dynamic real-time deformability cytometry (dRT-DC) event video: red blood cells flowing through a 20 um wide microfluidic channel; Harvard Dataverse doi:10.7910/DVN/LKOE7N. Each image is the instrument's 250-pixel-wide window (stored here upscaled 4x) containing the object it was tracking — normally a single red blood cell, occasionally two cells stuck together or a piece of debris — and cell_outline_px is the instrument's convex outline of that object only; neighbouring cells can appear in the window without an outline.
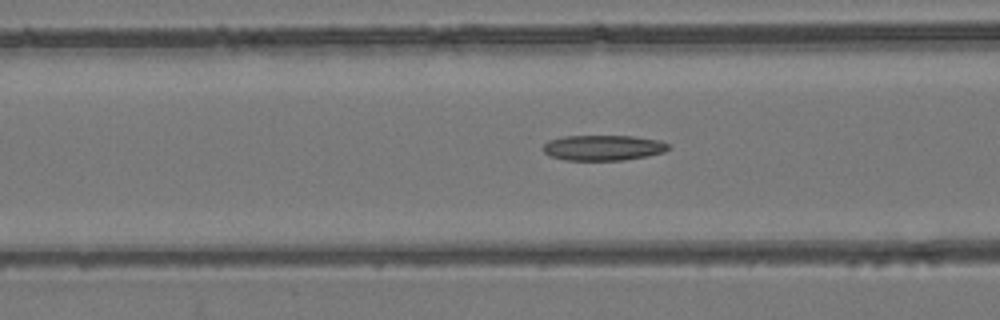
{"species": "common noctule bat (a hibernating species)", "species_latin": "Nyctalus noctula", "temperature_condition": "room temperature", "stored_images_in_passage": 54, "camera_frame_rate_fps": 3000, "um_per_image_px": 0.085, "animal": {"sex": "female", "body_mass_g": 24.6, "forearm_length_mm": 56.2}, "frame": {"image": 1, "passage_image": 21, "time_ms": 6.667, "image_size_px": [1000, 320], "cell_outline_px": [[672, 148], [664, 152], [648, 156], [624, 160], [564, 160], [548, 156], [544, 152], [544, 144], [548, 140], [564, 136], [632, 136], [660, 140], [668, 144]], "centroid_in_image_um": [51.28, 12.56], "position_along_channel_um": 115.3, "area_um2": 18.73}}
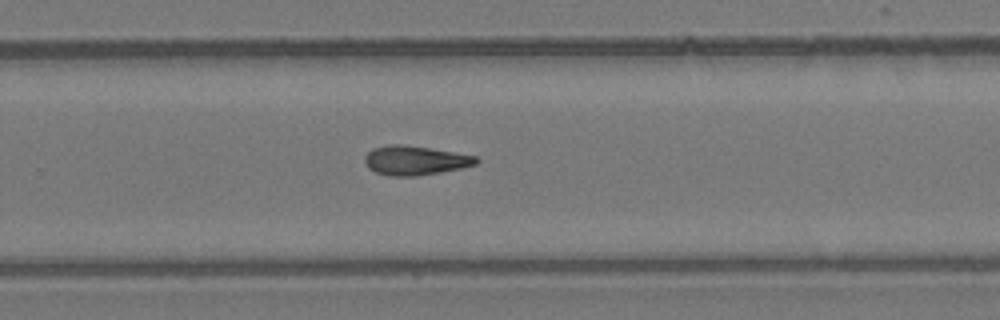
{"frame": {"image": 2, "passage_image": 35, "time_ms": 11.333, "image_size_px": [1000, 320], "cell_outline_px": [[480, 160], [476, 164], [460, 168], [440, 172], [416, 176], [388, 176], [376, 172], [368, 168], [364, 160], [364, 156], [372, 148], [388, 144], [404, 144], [432, 148], [476, 156]], "centroid_in_image_um": [35.25, 13.62], "position_along_channel_um": 294.5, "area_um2": 19.13}}
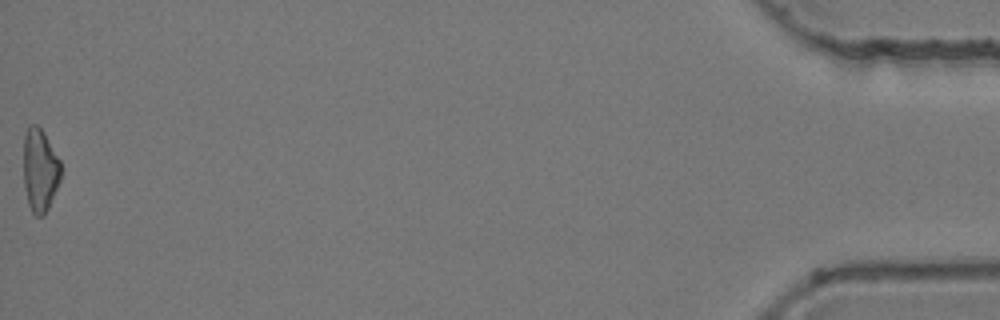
{"frame": {"image": 3, "passage_image": 54, "time_ms": 17.667, "image_size_px": [1000, 320], "cell_outline_px": [[60, 180], [48, 208], [44, 216], [36, 216], [32, 212], [28, 204], [24, 188], [24, 136], [28, 128], [32, 124], [36, 124], [44, 132], [60, 160]], "centroid_in_image_um": [3.39, 14.48], "position_along_channel_um": 431.8, "area_um2": 17.98}}